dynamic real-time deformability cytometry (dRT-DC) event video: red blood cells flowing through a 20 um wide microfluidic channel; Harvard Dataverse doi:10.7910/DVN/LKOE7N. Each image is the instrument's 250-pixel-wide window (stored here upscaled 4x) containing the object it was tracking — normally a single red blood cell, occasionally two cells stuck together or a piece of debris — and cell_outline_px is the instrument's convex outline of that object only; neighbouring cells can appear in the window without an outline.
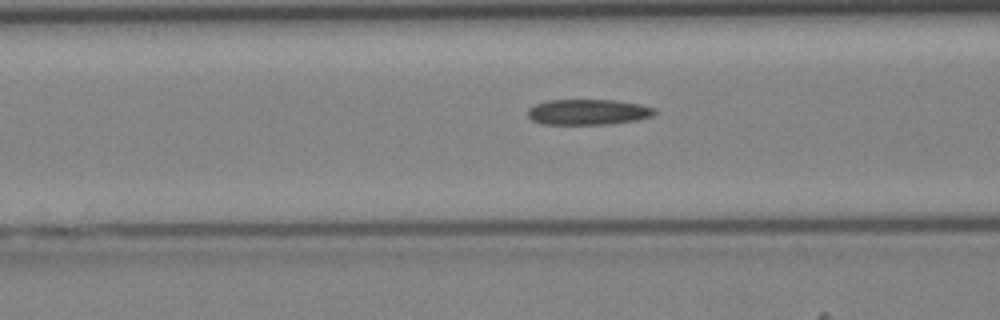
{"species": "Egyptian fruit bat (a non-hibernating species)", "species_latin": "Rousettus aegyptiacus", "temperature_condition": "cold", "stored_images_in_passage": 43, "camera_frame_rate_fps": 3000, "um_per_image_px": 0.085, "animal": {"sex": "female"}, "frame": {"image": 1, "passage_image": 17, "time_ms": 5.333, "image_size_px": [1000, 320], "cell_outline_px": [[656, 112], [652, 116], [636, 120], [612, 124], [540, 124], [532, 120], [528, 116], [528, 108], [536, 104], [548, 100], [616, 100], [640, 104], [656, 108]], "centroid_in_image_um": [49.99, 9.52], "position_along_channel_um": 116.6, "area_um2": 19.02}}
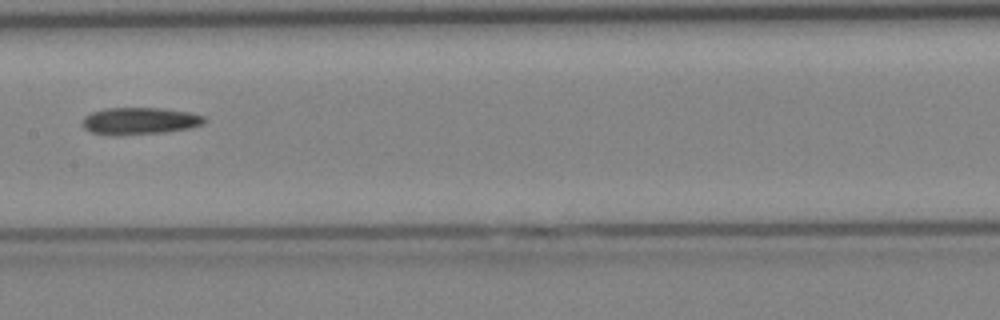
{"frame": {"image": 2, "passage_image": 22, "time_ms": 7.0, "image_size_px": [1000, 320], "cell_outline_px": [[208, 120], [204, 124], [188, 128], [164, 132], [116, 136], [112, 136], [92, 132], [84, 128], [84, 116], [92, 112], [104, 108], [164, 108], [188, 112], [204, 116]], "centroid_in_image_um": [11.89, 10.28], "position_along_channel_um": 195.5, "area_um2": 19.31}}
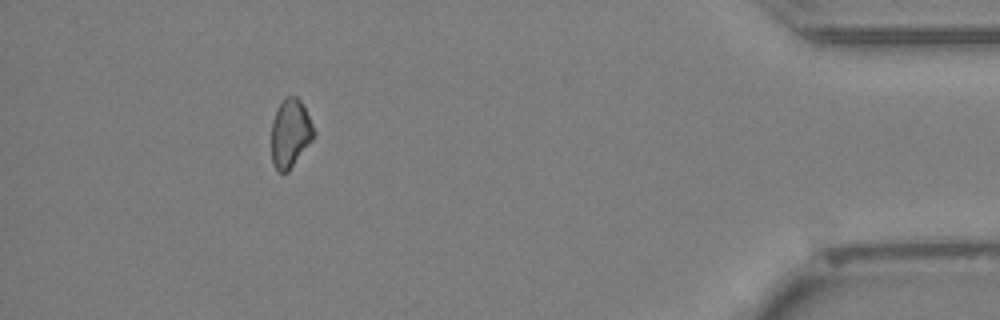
{"frame": {"image": 3, "passage_image": 39, "time_ms": 12.667, "image_size_px": [1000, 320], "cell_outline_px": [[316, 132], [312, 140], [288, 172], [276, 172], [272, 164], [272, 120], [276, 108], [284, 96], [296, 96], [300, 100]], "centroid_in_image_um": [24.65, 11.33], "position_along_channel_um": 410.6, "area_um2": 16.99}}